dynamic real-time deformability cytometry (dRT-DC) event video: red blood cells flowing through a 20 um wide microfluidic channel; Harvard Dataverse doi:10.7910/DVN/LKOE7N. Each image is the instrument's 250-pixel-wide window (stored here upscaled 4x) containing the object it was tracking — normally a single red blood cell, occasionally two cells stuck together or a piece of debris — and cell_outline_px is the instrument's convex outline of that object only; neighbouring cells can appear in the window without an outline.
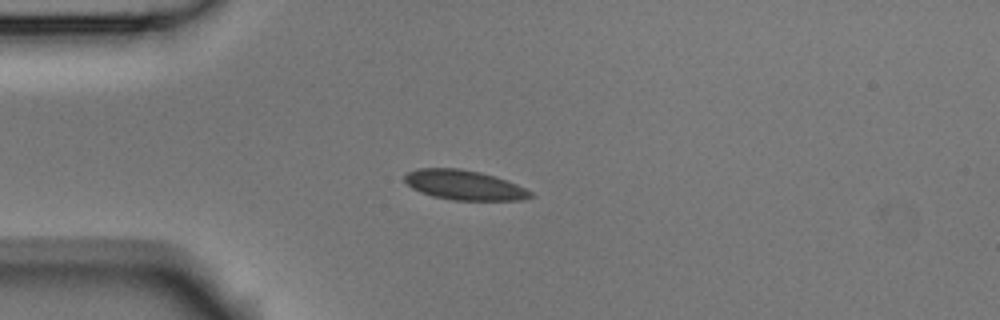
{"species": "Egyptian fruit bat (a non-hibernating species)", "species_latin": "Rousettus aegyptiacus", "temperature_condition": "room temperature", "stored_images_in_passage": 9, "camera_frame_rate_fps": 3000, "um_per_image_px": 0.085, "animal": {"sex": "male"}, "frame": {"image": 1, "passage_image": 4, "time_ms": 1.0, "image_size_px": [1000, 320], "cell_outline_px": [[536, 196], [524, 200], [452, 200], [432, 196], [420, 192], [412, 188], [404, 180], [404, 176], [408, 172], [416, 168], [460, 168], [480, 172], [496, 176], [516, 184], [532, 192]], "centroid_in_image_um": [39.47, 15.73], "position_along_channel_um": 45.5, "area_um2": 21.96}}
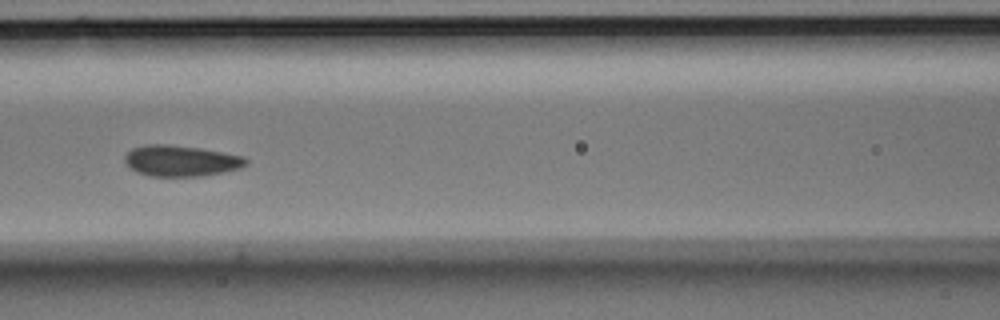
{"frame": {"image": 2, "passage_image": 7, "time_ms": 2.0, "image_size_px": [1000, 320], "cell_outline_px": [[248, 164], [240, 168], [224, 172], [204, 176], [148, 176], [136, 172], [124, 160], [124, 156], [132, 148], [144, 144], [168, 144], [200, 148], [244, 156], [248, 160]], "centroid_in_image_um": [15.39, 13.67], "position_along_channel_um": 151.2, "area_um2": 22.02}}
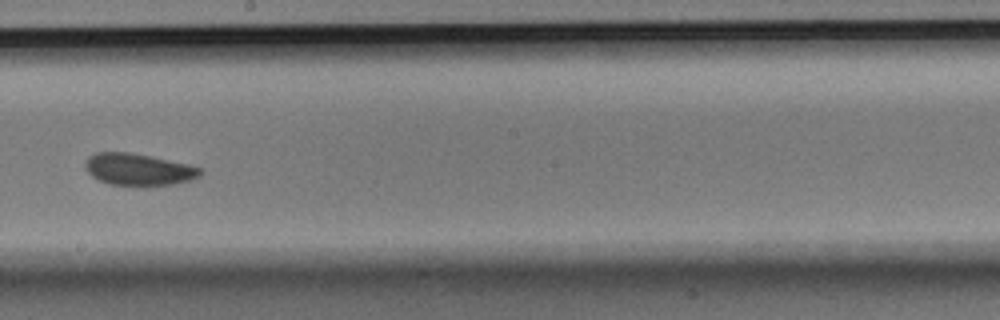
{"frame": {"image": 3, "passage_image": 9, "time_ms": 2.667, "image_size_px": [1000, 320], "cell_outline_px": [[204, 172], [200, 176], [192, 180], [172, 184], [108, 184], [92, 176], [88, 172], [84, 164], [88, 156], [96, 152], [132, 152], [152, 156], [188, 164], [200, 168]], "centroid_in_image_um": [11.78, 14.37], "position_along_channel_um": 236.4, "area_um2": 21.15}}